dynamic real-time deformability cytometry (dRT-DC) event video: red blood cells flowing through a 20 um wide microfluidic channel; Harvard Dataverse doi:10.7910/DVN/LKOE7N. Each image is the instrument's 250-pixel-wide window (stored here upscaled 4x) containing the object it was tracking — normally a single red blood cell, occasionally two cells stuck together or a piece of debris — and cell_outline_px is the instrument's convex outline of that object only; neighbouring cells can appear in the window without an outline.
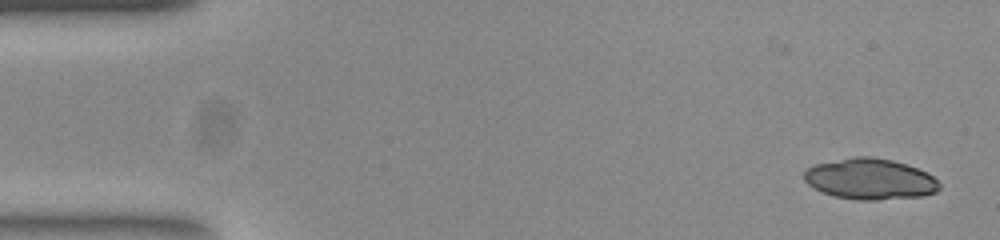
{"species": "common noctule bat (a hibernating species)", "species_latin": "Nyctalus noctula", "temperature_condition": "room temperature", "stored_images_in_passage": 50, "camera_frame_rate_fps": 3000, "um_per_image_px": 0.085, "animal": {"sex": "female", "body_mass_g": 23.0, "forearm_length_mm": 53.4}, "frame": {"image": 1, "passage_image": 1, "time_ms": 0.0, "image_size_px": [1000, 240], "cell_outline_px": [[940, 188], [936, 192], [924, 196], [876, 200], [860, 200], [836, 196], [824, 192], [808, 184], [804, 180], [804, 172], [808, 168], [816, 164], [856, 156], [872, 156], [892, 160], [908, 164], [928, 172], [940, 184]], "centroid_in_image_um": [74.01, 15.21], "position_along_channel_um": 11.0, "area_um2": 32.19}}